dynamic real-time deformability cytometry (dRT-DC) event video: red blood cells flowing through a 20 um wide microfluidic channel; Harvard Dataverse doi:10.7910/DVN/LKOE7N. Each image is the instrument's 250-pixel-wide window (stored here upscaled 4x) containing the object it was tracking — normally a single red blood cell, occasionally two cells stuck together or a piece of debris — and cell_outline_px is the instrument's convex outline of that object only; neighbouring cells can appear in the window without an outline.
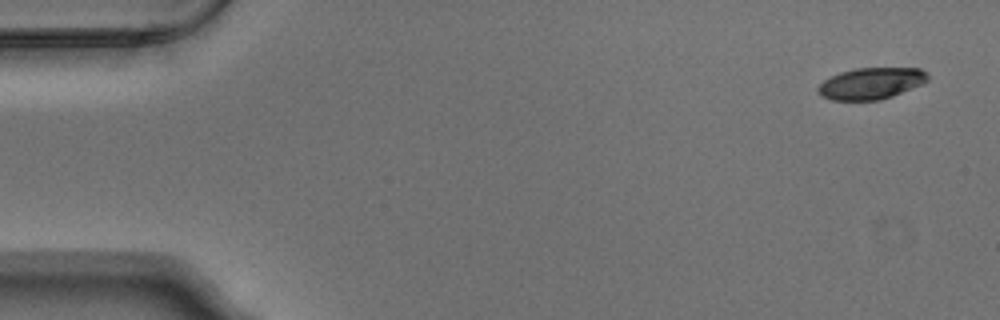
{"species": "Egyptian fruit bat (a non-hibernating species)", "species_latin": "Rousettus aegyptiacus", "temperature_condition": "warm", "stored_images_in_passage": 4, "camera_frame_rate_fps": 3000, "um_per_image_px": 0.085, "animal": {"sex": "male"}, "frame": {"image": 1, "passage_image": 1, "time_ms": 0.0, "image_size_px": [1000, 320], "cell_outline_px": [[928, 80], [920, 84], [892, 96], [880, 100], [832, 100], [820, 96], [816, 92], [816, 88], [824, 80], [840, 72], [856, 68], [920, 68], [928, 72]], "centroid_in_image_um": [74.01, 7.09], "position_along_channel_um": 11.0, "area_um2": 20.11}}
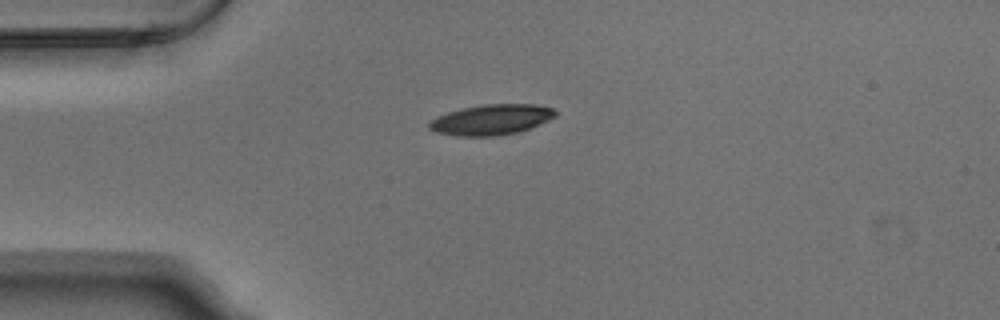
{"frame": {"image": 2, "passage_image": 4, "time_ms": 1.0, "image_size_px": [1000, 320], "cell_outline_px": [[556, 116], [548, 120], [520, 132], [500, 136], [456, 136], [436, 132], [428, 128], [428, 124], [436, 116], [448, 112], [464, 108], [484, 104], [532, 104], [552, 108], [556, 112]], "centroid_in_image_um": [41.75, 10.18], "position_along_channel_um": 43.3, "area_um2": 22.37}}